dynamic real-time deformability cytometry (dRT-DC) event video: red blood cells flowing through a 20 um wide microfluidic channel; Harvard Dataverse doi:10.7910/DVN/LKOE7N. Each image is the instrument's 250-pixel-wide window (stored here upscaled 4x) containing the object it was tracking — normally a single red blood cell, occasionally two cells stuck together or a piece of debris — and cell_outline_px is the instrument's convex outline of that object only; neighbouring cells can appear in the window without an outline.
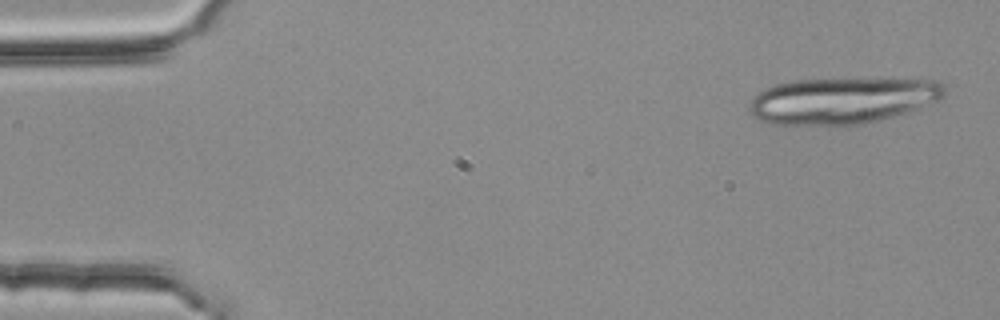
{"species": "common noctule bat (a hibernating species)", "species_latin": "Nyctalus noctula", "temperature_condition": "room temperature", "stored_images_in_passage": 4, "camera_frame_rate_fps": 3000, "um_per_image_px": 0.085, "animal": {"sex": "female", "body_mass_g": 25.1}, "frame": {"image": 1, "passage_image": 1, "time_ms": 0.0, "image_size_px": [1000, 320], "cell_outline_px": [[944, 96], [936, 100], [908, 112], [864, 124], [772, 124], [760, 120], [752, 116], [748, 112], [748, 108], [752, 100], [764, 88], [772, 84], [792, 80], [936, 80], [944, 84]], "centroid_in_image_um": [71.53, 8.56], "position_along_channel_um": 13.5, "area_um2": 51.79}}